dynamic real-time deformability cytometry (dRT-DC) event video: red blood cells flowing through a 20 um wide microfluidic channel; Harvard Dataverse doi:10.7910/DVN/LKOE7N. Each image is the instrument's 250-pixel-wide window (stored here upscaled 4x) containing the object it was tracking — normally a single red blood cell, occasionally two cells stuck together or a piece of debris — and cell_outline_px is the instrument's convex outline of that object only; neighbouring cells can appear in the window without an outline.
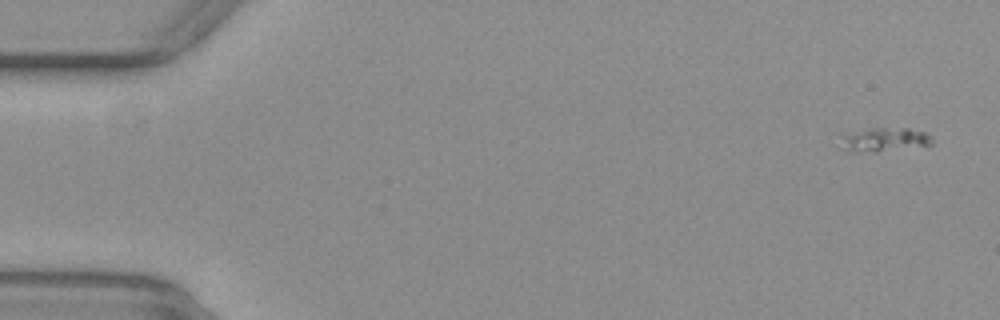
{"species": "common noctule bat (a hibernating species)", "species_latin": "Nyctalus noctula", "temperature_condition": "warm", "stored_images_in_passage": 13, "camera_frame_rate_fps": 3000, "um_per_image_px": 0.085, "animal": {"sex": "female", "body_mass_g": 29.2, "forearm_length_mm": 56.3}, "frame": {"image": 1, "passage_image": 1, "time_ms": 0.0, "image_size_px": [1000, 320], "cell_outline_px": [[932, 144], [876, 152], [848, 152], [840, 148], [840, 132], [868, 128], [908, 128], [924, 132], [932, 136]], "centroid_in_image_um": [75.01, 11.86], "position_along_channel_um": 10.0, "area_um2": 13.24}}